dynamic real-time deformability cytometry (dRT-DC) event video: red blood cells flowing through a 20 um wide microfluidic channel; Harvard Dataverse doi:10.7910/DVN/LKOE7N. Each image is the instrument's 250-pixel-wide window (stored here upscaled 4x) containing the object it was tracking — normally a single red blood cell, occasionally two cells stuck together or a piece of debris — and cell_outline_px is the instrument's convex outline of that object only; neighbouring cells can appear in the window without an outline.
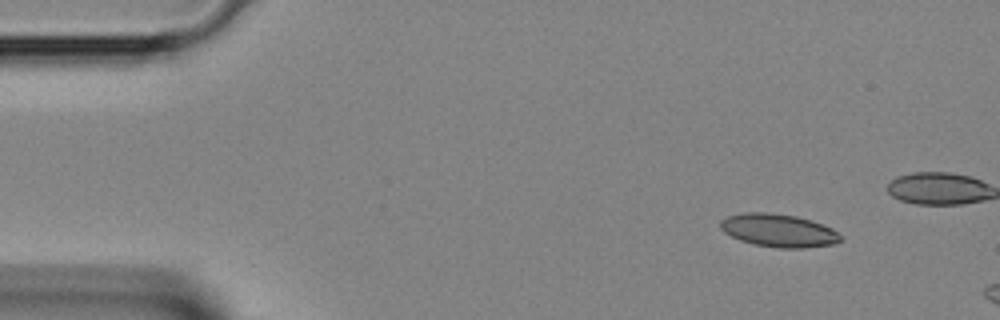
{"species": "Egyptian fruit bat (a non-hibernating species)", "species_latin": "Rousettus aegyptiacus", "temperature_condition": "room temperature", "stored_images_in_passage": 3, "segment_of_instrument_passage": [2, 2], "camera_frame_rate_fps": 3000, "um_per_image_px": 0.085, "animal": {"sex": "female"}, "frame": {"image": 1, "passage_image": 3, "time_ms": 0.667, "image_size_px": [1000, 320], "cell_outline_px": [[840, 240], [832, 244], [804, 248], [776, 248], [752, 244], [740, 240], [724, 232], [720, 228], [720, 220], [728, 216], [740, 212], [768, 212], [796, 216], [832, 228], [840, 236]], "centroid_in_image_um": [66.11, 19.59], "position_along_channel_um": 18.9, "area_um2": 23.0}}